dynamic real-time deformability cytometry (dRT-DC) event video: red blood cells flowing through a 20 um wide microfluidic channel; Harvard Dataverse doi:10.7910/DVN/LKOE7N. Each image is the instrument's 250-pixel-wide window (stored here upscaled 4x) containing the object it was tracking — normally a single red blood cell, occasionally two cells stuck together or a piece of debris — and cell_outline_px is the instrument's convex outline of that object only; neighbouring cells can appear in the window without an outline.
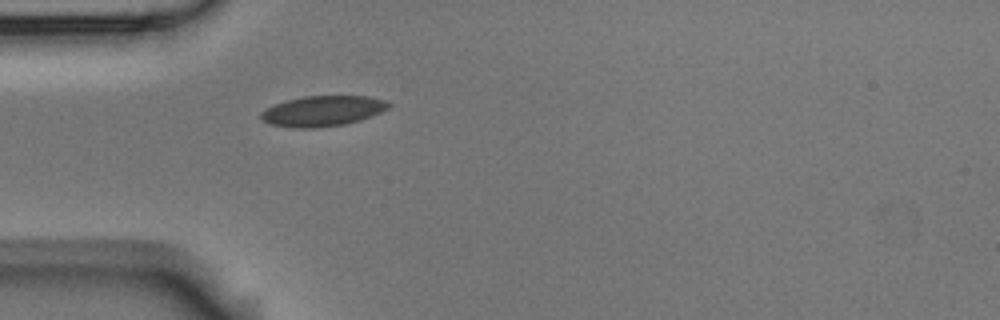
{"species": "Egyptian fruit bat (a non-hibernating species)", "species_latin": "Rousettus aegyptiacus", "temperature_condition": "room temperature", "stored_images_in_passage": 1, "camera_frame_rate_fps": 3000, "um_per_image_px": 0.085, "animal": {"sex": "male"}, "frame": {"image": 1, "passage_image": 1, "time_ms": 0.0, "image_size_px": [1000, 320], "cell_outline_px": [[392, 104], [388, 108], [372, 116], [360, 120], [344, 124], [316, 128], [296, 128], [272, 124], [264, 120], [260, 116], [260, 112], [276, 104], [288, 100], [304, 96], [368, 96], [388, 100]], "centroid_in_image_um": [27.49, 9.43], "position_along_channel_um": 57.5, "area_um2": 22.48}}